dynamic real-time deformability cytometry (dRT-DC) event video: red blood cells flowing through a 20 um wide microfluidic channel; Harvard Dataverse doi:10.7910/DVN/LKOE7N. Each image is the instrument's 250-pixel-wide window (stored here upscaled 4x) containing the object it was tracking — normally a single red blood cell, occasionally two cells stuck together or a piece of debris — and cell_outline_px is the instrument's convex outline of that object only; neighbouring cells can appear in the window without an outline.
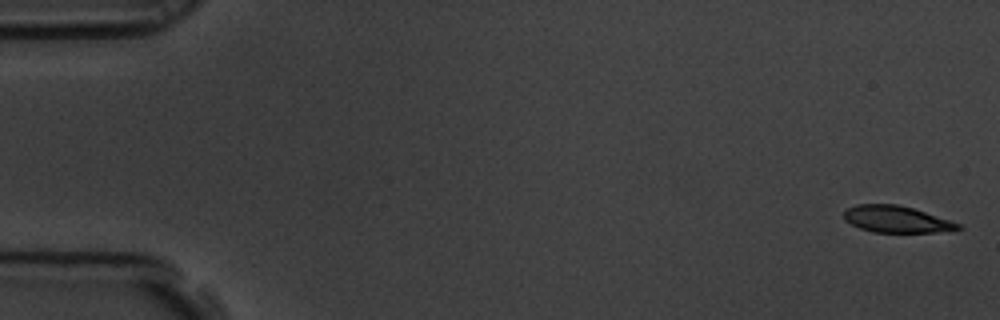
{"species": "common noctule bat (a hibernating species)", "species_latin": "Nyctalus noctula", "temperature_condition": "room temperature", "stored_images_in_passage": 8, "camera_frame_rate_fps": 3000, "um_per_image_px": 0.085, "animal": {"sex": "male", "body_mass_g": 19.5, "forearm_length_mm": 54.6}, "frame": {"image": 1, "passage_image": 1, "time_ms": 0.0, "image_size_px": [1000, 320], "cell_outline_px": [[964, 228], [936, 232], [872, 232], [860, 228], [844, 220], [844, 212], [848, 208], [856, 204], [896, 204], [912, 208], [960, 224]], "centroid_in_image_um": [76.15, 18.63], "position_along_channel_um": 8.8, "area_um2": 17.46}}
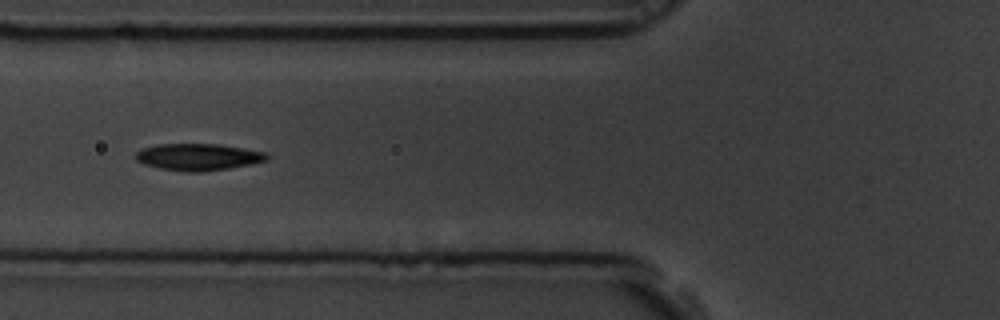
{"frame": {"image": 2, "passage_image": 7, "time_ms": 2.0, "image_size_px": [1000, 320], "cell_outline_px": [[268, 160], [252, 164], [228, 168], [200, 172], [188, 172], [160, 168], [144, 164], [136, 160], [136, 152], [140, 148], [156, 144], [220, 144], [268, 152]], "centroid_in_image_um": [16.86, 13.33], "position_along_channel_um": 108.9, "area_um2": 20.63}}
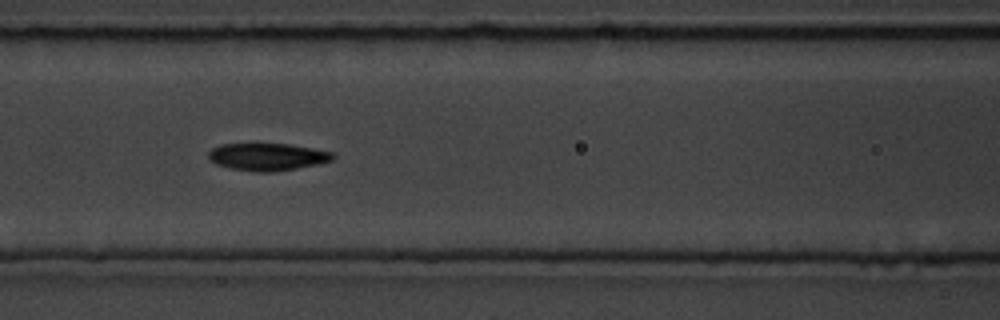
{"frame": {"image": 3, "passage_image": 8, "time_ms": 2.333, "image_size_px": [1000, 320], "cell_outline_px": [[336, 156], [332, 160], [320, 164], [272, 172], [256, 172], [228, 168], [216, 164], [208, 160], [208, 152], [212, 148], [220, 144], [288, 144], [312, 148], [332, 152]], "centroid_in_image_um": [22.7, 13.33], "position_along_channel_um": 143.9, "area_um2": 19.94}}